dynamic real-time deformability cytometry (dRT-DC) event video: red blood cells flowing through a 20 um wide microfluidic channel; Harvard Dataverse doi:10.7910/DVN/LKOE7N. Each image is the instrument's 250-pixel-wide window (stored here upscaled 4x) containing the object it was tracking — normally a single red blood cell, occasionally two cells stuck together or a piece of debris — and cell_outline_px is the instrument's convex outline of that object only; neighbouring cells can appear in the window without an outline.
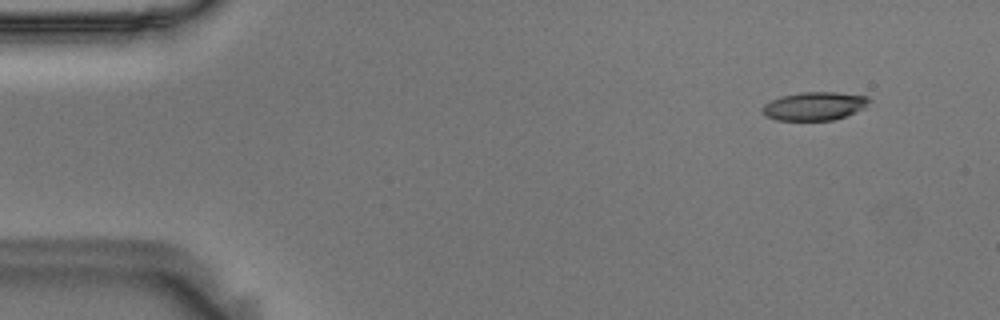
{"species": "Egyptian fruit bat (a non-hibernating species)", "species_latin": "Rousettus aegyptiacus", "temperature_condition": "room temperature", "stored_images_in_passage": 52, "camera_frame_rate_fps": 3000, "um_per_image_px": 0.085, "animal": {"sex": "male"}, "frame": {"image": 1, "passage_image": 1, "time_ms": 0.0, "image_size_px": [1000, 320], "cell_outline_px": [[872, 100], [864, 108], [844, 116], [832, 120], [776, 120], [764, 116], [760, 108], [764, 104], [780, 96], [800, 92], [836, 92], [868, 96]], "centroid_in_image_um": [69.2, 9.01], "position_along_channel_um": 15.8, "area_um2": 17.74}}
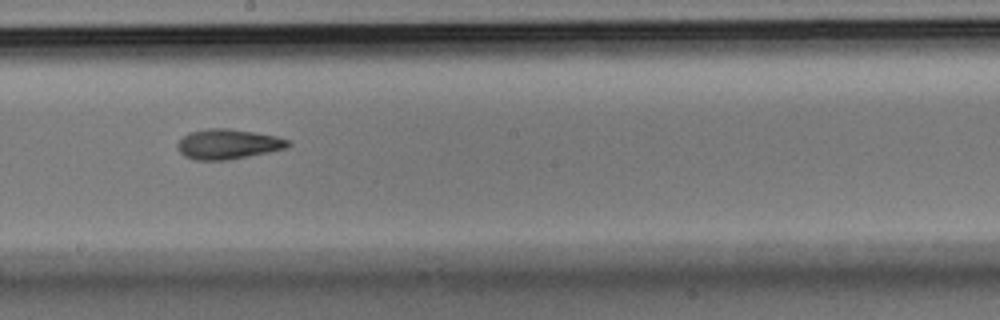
{"frame": {"image": 2, "passage_image": 27, "time_ms": 8.667, "image_size_px": [1000, 320], "cell_outline_px": [[292, 144], [288, 148], [228, 160], [196, 160], [184, 156], [176, 148], [176, 144], [188, 132], [208, 128], [228, 128], [276, 136], [288, 140]], "centroid_in_image_um": [19.36, 12.25], "position_along_channel_um": 228.8, "area_um2": 19.36}}
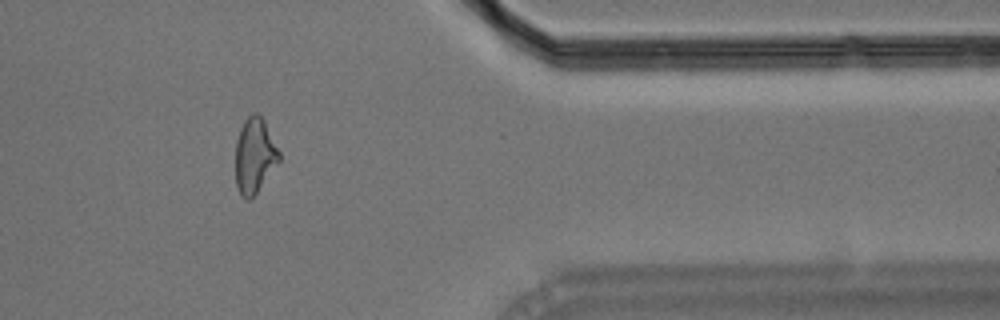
{"frame": {"image": 3, "passage_image": 42, "time_ms": 13.667, "image_size_px": [1000, 320], "cell_outline_px": [[280, 160], [256, 192], [248, 200], [244, 200], [240, 196], [236, 188], [236, 140], [240, 128], [244, 120], [252, 112], [256, 112], [264, 120], [280, 152]], "centroid_in_image_um": [21.62, 13.22], "position_along_channel_um": 389.8, "area_um2": 19.07}, "authors_computed_cell_mechanics": {"area_um2": 18.8428, "velocity_mm_per_s": 3.6156, "shape_relaxation_time_tau1_ms": 8.4146, "shape_relaxation_time_tau2_ms": 4.3, "deformation_change_tau1": 0.2258, "deformation_change_tau2": 0.1034}}